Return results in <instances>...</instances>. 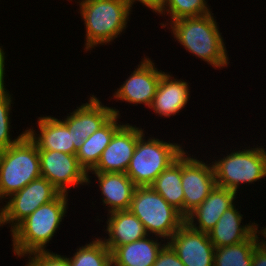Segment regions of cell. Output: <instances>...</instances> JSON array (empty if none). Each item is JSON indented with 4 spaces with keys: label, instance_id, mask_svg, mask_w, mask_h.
Instances as JSON below:
<instances>
[{
    "label": "cell",
    "instance_id": "cell-23",
    "mask_svg": "<svg viewBox=\"0 0 266 266\" xmlns=\"http://www.w3.org/2000/svg\"><path fill=\"white\" fill-rule=\"evenodd\" d=\"M150 187L183 216L184 193L181 186V155L158 175Z\"/></svg>",
    "mask_w": 266,
    "mask_h": 266
},
{
    "label": "cell",
    "instance_id": "cell-15",
    "mask_svg": "<svg viewBox=\"0 0 266 266\" xmlns=\"http://www.w3.org/2000/svg\"><path fill=\"white\" fill-rule=\"evenodd\" d=\"M89 174H94L101 191V199L107 214L114 211L129 210L136 185L125 173L87 172V186L91 183Z\"/></svg>",
    "mask_w": 266,
    "mask_h": 266
},
{
    "label": "cell",
    "instance_id": "cell-11",
    "mask_svg": "<svg viewBox=\"0 0 266 266\" xmlns=\"http://www.w3.org/2000/svg\"><path fill=\"white\" fill-rule=\"evenodd\" d=\"M69 112L64 119H60L72 133L75 150L78 151L84 140L102 127L114 114L121 116L118 108L102 104L99 97L91 95L88 102L81 103Z\"/></svg>",
    "mask_w": 266,
    "mask_h": 266
},
{
    "label": "cell",
    "instance_id": "cell-14",
    "mask_svg": "<svg viewBox=\"0 0 266 266\" xmlns=\"http://www.w3.org/2000/svg\"><path fill=\"white\" fill-rule=\"evenodd\" d=\"M146 131L124 123L104 149L97 165L89 172L125 173L133 156L138 138Z\"/></svg>",
    "mask_w": 266,
    "mask_h": 266
},
{
    "label": "cell",
    "instance_id": "cell-27",
    "mask_svg": "<svg viewBox=\"0 0 266 266\" xmlns=\"http://www.w3.org/2000/svg\"><path fill=\"white\" fill-rule=\"evenodd\" d=\"M13 94L8 92L0 97V150L7 149L13 144L17 143L25 134L26 130L13 139L11 133V113L14 104ZM12 106V108H11ZM11 112V113H10Z\"/></svg>",
    "mask_w": 266,
    "mask_h": 266
},
{
    "label": "cell",
    "instance_id": "cell-16",
    "mask_svg": "<svg viewBox=\"0 0 266 266\" xmlns=\"http://www.w3.org/2000/svg\"><path fill=\"white\" fill-rule=\"evenodd\" d=\"M236 196V192L216 185L208 197L185 217V223L193 229L208 233L222 214L236 203Z\"/></svg>",
    "mask_w": 266,
    "mask_h": 266
},
{
    "label": "cell",
    "instance_id": "cell-5",
    "mask_svg": "<svg viewBox=\"0 0 266 266\" xmlns=\"http://www.w3.org/2000/svg\"><path fill=\"white\" fill-rule=\"evenodd\" d=\"M249 148V149H248ZM218 159L212 161L216 185L230 189L237 194L242 184H254L266 177V148L258 144L232 152L226 151Z\"/></svg>",
    "mask_w": 266,
    "mask_h": 266
},
{
    "label": "cell",
    "instance_id": "cell-18",
    "mask_svg": "<svg viewBox=\"0 0 266 266\" xmlns=\"http://www.w3.org/2000/svg\"><path fill=\"white\" fill-rule=\"evenodd\" d=\"M36 133L34 128H26V134L36 144L38 150H55L71 155H76L72 133L68 127L58 118L43 115L38 117Z\"/></svg>",
    "mask_w": 266,
    "mask_h": 266
},
{
    "label": "cell",
    "instance_id": "cell-21",
    "mask_svg": "<svg viewBox=\"0 0 266 266\" xmlns=\"http://www.w3.org/2000/svg\"><path fill=\"white\" fill-rule=\"evenodd\" d=\"M146 237L126 245L117 246L111 251L112 266H153L159 251L167 243L159 242V237ZM163 243V244H162Z\"/></svg>",
    "mask_w": 266,
    "mask_h": 266
},
{
    "label": "cell",
    "instance_id": "cell-24",
    "mask_svg": "<svg viewBox=\"0 0 266 266\" xmlns=\"http://www.w3.org/2000/svg\"><path fill=\"white\" fill-rule=\"evenodd\" d=\"M258 244L259 235L255 232L243 242L215 248L214 266H252L253 251Z\"/></svg>",
    "mask_w": 266,
    "mask_h": 266
},
{
    "label": "cell",
    "instance_id": "cell-29",
    "mask_svg": "<svg viewBox=\"0 0 266 266\" xmlns=\"http://www.w3.org/2000/svg\"><path fill=\"white\" fill-rule=\"evenodd\" d=\"M153 266H185L172 247L166 243L159 251Z\"/></svg>",
    "mask_w": 266,
    "mask_h": 266
},
{
    "label": "cell",
    "instance_id": "cell-2",
    "mask_svg": "<svg viewBox=\"0 0 266 266\" xmlns=\"http://www.w3.org/2000/svg\"><path fill=\"white\" fill-rule=\"evenodd\" d=\"M68 195L60 193L51 202L41 205L10 232L15 256L23 258L34 252L49 251L47 244L66 216Z\"/></svg>",
    "mask_w": 266,
    "mask_h": 266
},
{
    "label": "cell",
    "instance_id": "cell-3",
    "mask_svg": "<svg viewBox=\"0 0 266 266\" xmlns=\"http://www.w3.org/2000/svg\"><path fill=\"white\" fill-rule=\"evenodd\" d=\"M85 26V52L110 45L128 27L132 14L126 0H78Z\"/></svg>",
    "mask_w": 266,
    "mask_h": 266
},
{
    "label": "cell",
    "instance_id": "cell-6",
    "mask_svg": "<svg viewBox=\"0 0 266 266\" xmlns=\"http://www.w3.org/2000/svg\"><path fill=\"white\" fill-rule=\"evenodd\" d=\"M143 133L125 174L137 187L150 186L158 175L172 164L185 150L182 144L163 141Z\"/></svg>",
    "mask_w": 266,
    "mask_h": 266
},
{
    "label": "cell",
    "instance_id": "cell-34",
    "mask_svg": "<svg viewBox=\"0 0 266 266\" xmlns=\"http://www.w3.org/2000/svg\"><path fill=\"white\" fill-rule=\"evenodd\" d=\"M8 92H0V97L7 94Z\"/></svg>",
    "mask_w": 266,
    "mask_h": 266
},
{
    "label": "cell",
    "instance_id": "cell-19",
    "mask_svg": "<svg viewBox=\"0 0 266 266\" xmlns=\"http://www.w3.org/2000/svg\"><path fill=\"white\" fill-rule=\"evenodd\" d=\"M243 216L235 203L222 214L216 225L208 232L215 248L238 244L256 232L257 221H250L244 225Z\"/></svg>",
    "mask_w": 266,
    "mask_h": 266
},
{
    "label": "cell",
    "instance_id": "cell-4",
    "mask_svg": "<svg viewBox=\"0 0 266 266\" xmlns=\"http://www.w3.org/2000/svg\"><path fill=\"white\" fill-rule=\"evenodd\" d=\"M39 177L38 148L27 134L7 149L0 150V203Z\"/></svg>",
    "mask_w": 266,
    "mask_h": 266
},
{
    "label": "cell",
    "instance_id": "cell-25",
    "mask_svg": "<svg viewBox=\"0 0 266 266\" xmlns=\"http://www.w3.org/2000/svg\"><path fill=\"white\" fill-rule=\"evenodd\" d=\"M68 260L70 266H112L111 251L98 236L93 241L78 246Z\"/></svg>",
    "mask_w": 266,
    "mask_h": 266
},
{
    "label": "cell",
    "instance_id": "cell-1",
    "mask_svg": "<svg viewBox=\"0 0 266 266\" xmlns=\"http://www.w3.org/2000/svg\"><path fill=\"white\" fill-rule=\"evenodd\" d=\"M213 15L214 13H210L200 17L179 19L171 22L167 29H171L172 37L187 52L207 62L214 70H221L228 67L230 58L218 22Z\"/></svg>",
    "mask_w": 266,
    "mask_h": 266
},
{
    "label": "cell",
    "instance_id": "cell-20",
    "mask_svg": "<svg viewBox=\"0 0 266 266\" xmlns=\"http://www.w3.org/2000/svg\"><path fill=\"white\" fill-rule=\"evenodd\" d=\"M105 226L103 227L108 237L102 236L101 239L110 251L148 235L142 222L130 210L108 213Z\"/></svg>",
    "mask_w": 266,
    "mask_h": 266
},
{
    "label": "cell",
    "instance_id": "cell-28",
    "mask_svg": "<svg viewBox=\"0 0 266 266\" xmlns=\"http://www.w3.org/2000/svg\"><path fill=\"white\" fill-rule=\"evenodd\" d=\"M28 260L24 266H70L68 256L53 253V251H40L28 254L24 258ZM29 258V259H28Z\"/></svg>",
    "mask_w": 266,
    "mask_h": 266
},
{
    "label": "cell",
    "instance_id": "cell-13",
    "mask_svg": "<svg viewBox=\"0 0 266 266\" xmlns=\"http://www.w3.org/2000/svg\"><path fill=\"white\" fill-rule=\"evenodd\" d=\"M167 243L185 266H214L215 247L208 233L184 222Z\"/></svg>",
    "mask_w": 266,
    "mask_h": 266
},
{
    "label": "cell",
    "instance_id": "cell-30",
    "mask_svg": "<svg viewBox=\"0 0 266 266\" xmlns=\"http://www.w3.org/2000/svg\"><path fill=\"white\" fill-rule=\"evenodd\" d=\"M129 8L131 11H133V4L139 2L140 4L142 3V6H145L152 10V12L157 13L158 16L162 12V9L165 5L166 0H126Z\"/></svg>",
    "mask_w": 266,
    "mask_h": 266
},
{
    "label": "cell",
    "instance_id": "cell-12",
    "mask_svg": "<svg viewBox=\"0 0 266 266\" xmlns=\"http://www.w3.org/2000/svg\"><path fill=\"white\" fill-rule=\"evenodd\" d=\"M143 57L140 64L135 66L137 68L115 90L112 96L114 100L150 107L164 71L156 68L151 58L145 55Z\"/></svg>",
    "mask_w": 266,
    "mask_h": 266
},
{
    "label": "cell",
    "instance_id": "cell-26",
    "mask_svg": "<svg viewBox=\"0 0 266 266\" xmlns=\"http://www.w3.org/2000/svg\"><path fill=\"white\" fill-rule=\"evenodd\" d=\"M207 3V0H166L159 15L164 17L166 14L169 19L165 21V24L161 22V27L165 28L171 22L179 19L200 17L212 13V8Z\"/></svg>",
    "mask_w": 266,
    "mask_h": 266
},
{
    "label": "cell",
    "instance_id": "cell-17",
    "mask_svg": "<svg viewBox=\"0 0 266 266\" xmlns=\"http://www.w3.org/2000/svg\"><path fill=\"white\" fill-rule=\"evenodd\" d=\"M169 72L161 76L156 94L149 109L160 117L176 116L190 100V85L183 79L172 77Z\"/></svg>",
    "mask_w": 266,
    "mask_h": 266
},
{
    "label": "cell",
    "instance_id": "cell-32",
    "mask_svg": "<svg viewBox=\"0 0 266 266\" xmlns=\"http://www.w3.org/2000/svg\"><path fill=\"white\" fill-rule=\"evenodd\" d=\"M1 45V44H0ZM5 49H3V46H0V92H9V90H7L6 88V83H5V80L4 79H7L5 78V60H6V52L4 51Z\"/></svg>",
    "mask_w": 266,
    "mask_h": 266
},
{
    "label": "cell",
    "instance_id": "cell-7",
    "mask_svg": "<svg viewBox=\"0 0 266 266\" xmlns=\"http://www.w3.org/2000/svg\"><path fill=\"white\" fill-rule=\"evenodd\" d=\"M143 224L148 235L166 242L185 218L150 186L136 187L129 209Z\"/></svg>",
    "mask_w": 266,
    "mask_h": 266
},
{
    "label": "cell",
    "instance_id": "cell-8",
    "mask_svg": "<svg viewBox=\"0 0 266 266\" xmlns=\"http://www.w3.org/2000/svg\"><path fill=\"white\" fill-rule=\"evenodd\" d=\"M59 194L60 192L42 176L31 181L5 199L3 206L0 205V227L8 224L11 232L38 207L51 202Z\"/></svg>",
    "mask_w": 266,
    "mask_h": 266
},
{
    "label": "cell",
    "instance_id": "cell-22",
    "mask_svg": "<svg viewBox=\"0 0 266 266\" xmlns=\"http://www.w3.org/2000/svg\"><path fill=\"white\" fill-rule=\"evenodd\" d=\"M118 119L121 117L114 114L102 127L84 140L81 148L77 151L78 162L86 172L91 171L97 165L114 133L124 124Z\"/></svg>",
    "mask_w": 266,
    "mask_h": 266
},
{
    "label": "cell",
    "instance_id": "cell-31",
    "mask_svg": "<svg viewBox=\"0 0 266 266\" xmlns=\"http://www.w3.org/2000/svg\"><path fill=\"white\" fill-rule=\"evenodd\" d=\"M252 266H266V248H264L260 243L253 251Z\"/></svg>",
    "mask_w": 266,
    "mask_h": 266
},
{
    "label": "cell",
    "instance_id": "cell-9",
    "mask_svg": "<svg viewBox=\"0 0 266 266\" xmlns=\"http://www.w3.org/2000/svg\"><path fill=\"white\" fill-rule=\"evenodd\" d=\"M181 154V186L184 193L183 217L197 208L216 186L212 162ZM194 157V158H193Z\"/></svg>",
    "mask_w": 266,
    "mask_h": 266
},
{
    "label": "cell",
    "instance_id": "cell-33",
    "mask_svg": "<svg viewBox=\"0 0 266 266\" xmlns=\"http://www.w3.org/2000/svg\"><path fill=\"white\" fill-rule=\"evenodd\" d=\"M260 228V229H259ZM256 232L257 234L260 236L261 234V238L259 237V243L266 248V227H260L258 224H256ZM263 236V237H262Z\"/></svg>",
    "mask_w": 266,
    "mask_h": 266
},
{
    "label": "cell",
    "instance_id": "cell-10",
    "mask_svg": "<svg viewBox=\"0 0 266 266\" xmlns=\"http://www.w3.org/2000/svg\"><path fill=\"white\" fill-rule=\"evenodd\" d=\"M38 153L41 176L60 193L68 194L71 188L87 185V172L76 155L55 150H38Z\"/></svg>",
    "mask_w": 266,
    "mask_h": 266
}]
</instances>
